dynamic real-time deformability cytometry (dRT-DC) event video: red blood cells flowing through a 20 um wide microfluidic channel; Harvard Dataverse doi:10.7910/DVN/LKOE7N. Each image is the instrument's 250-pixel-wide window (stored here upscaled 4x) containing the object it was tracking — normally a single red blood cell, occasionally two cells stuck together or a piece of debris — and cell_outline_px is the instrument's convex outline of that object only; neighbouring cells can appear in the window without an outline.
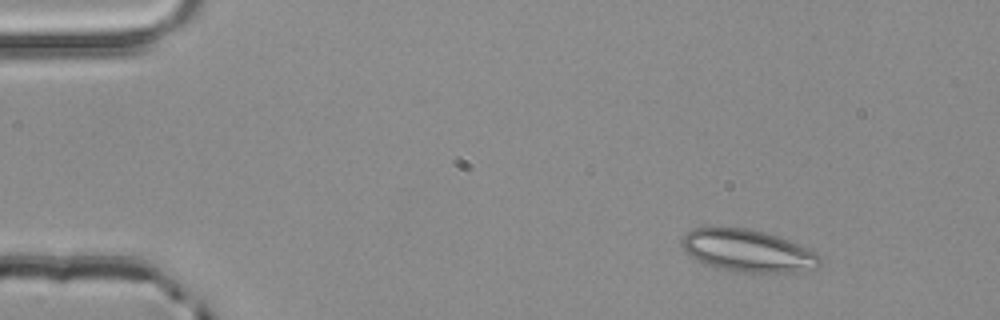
{"species": "common noctule bat (a hibernating species)", "species_latin": "Nyctalus noctula", "temperature_condition": "room temperature", "stored_images_in_passage": 3, "camera_frame_rate_fps": 3000, "um_per_image_px": 0.085, "animal": {"sex": "male", "body_mass_g": 20.4}, "frame": {"image": 1, "passage_image": 1, "time_ms": 0.0, "image_size_px": [1000, 320], "cell_outline_px": [[820, 264], [816, 268], [792, 272], [736, 272], [716, 268], [704, 264], [692, 256], [680, 244], [684, 236], [692, 228], [748, 228], [764, 232], [788, 240], [816, 252], [820, 256]], "centroid_in_image_um": [63.56, 21.32], "position_along_channel_um": 21.4, "area_um2": 33.64}}
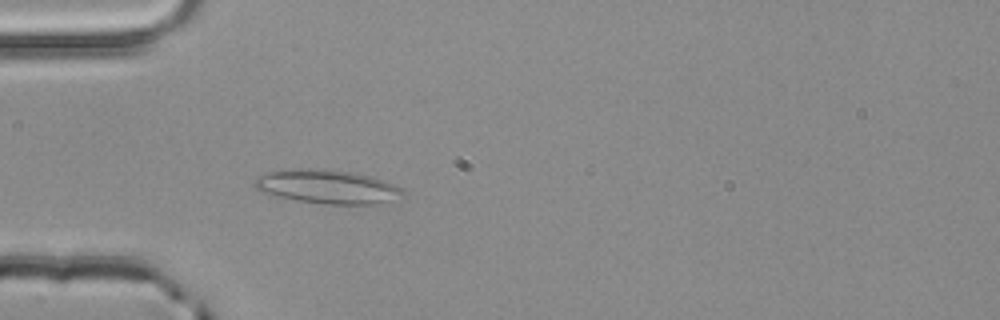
{"frame": {"image": 2, "passage_image": 3, "time_ms": 0.667, "image_size_px": [1000, 320], "cell_outline_px": [[404, 196], [380, 204], [324, 204], [296, 200], [276, 196], [260, 192], [256, 188], [256, 180], [260, 176], [268, 172], [280, 168], [300, 168], [356, 172], [372, 176], [384, 180], [400, 188], [404, 192]], "centroid_in_image_um": [27.83, 15.87], "position_along_channel_um": 57.2, "area_um2": 29.3}}